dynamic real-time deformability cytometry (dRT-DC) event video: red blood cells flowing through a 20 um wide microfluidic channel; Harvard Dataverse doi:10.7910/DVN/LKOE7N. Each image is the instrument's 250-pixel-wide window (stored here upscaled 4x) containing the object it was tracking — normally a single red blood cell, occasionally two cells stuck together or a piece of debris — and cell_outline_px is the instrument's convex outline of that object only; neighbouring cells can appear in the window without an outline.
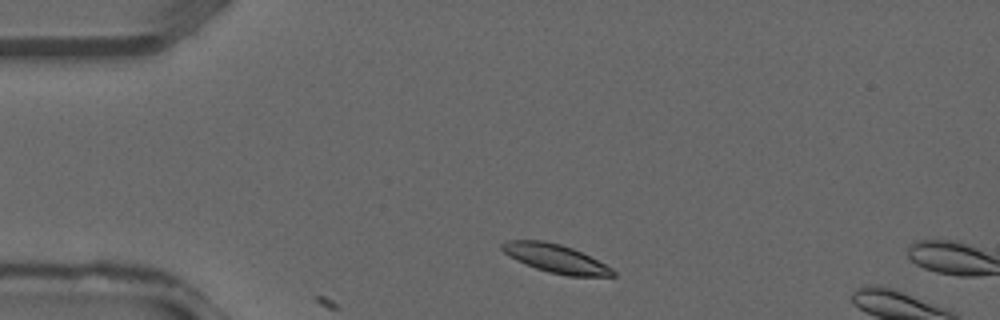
{"species": "common noctule bat (a hibernating species)", "species_latin": "Nyctalus noctula", "temperature_condition": "warm", "stored_images_in_passage": 5, "camera_frame_rate_fps": 3000, "um_per_image_px": 0.085, "animal": {"sex": "male", "forearm_length_mm": 52.5}, "frame": {"image": 1, "passage_image": 2, "time_ms": 0.333, "image_size_px": [1000, 320], "cell_outline_px": [[616, 276], [568, 276], [548, 272], [536, 268], [516, 260], [508, 256], [500, 248], [500, 244], [508, 240], [544, 240], [560, 244], [572, 248], [612, 268], [616, 272]], "centroid_in_image_um": [47.19, 21.97], "position_along_channel_um": 37.8, "area_um2": 18.26}}